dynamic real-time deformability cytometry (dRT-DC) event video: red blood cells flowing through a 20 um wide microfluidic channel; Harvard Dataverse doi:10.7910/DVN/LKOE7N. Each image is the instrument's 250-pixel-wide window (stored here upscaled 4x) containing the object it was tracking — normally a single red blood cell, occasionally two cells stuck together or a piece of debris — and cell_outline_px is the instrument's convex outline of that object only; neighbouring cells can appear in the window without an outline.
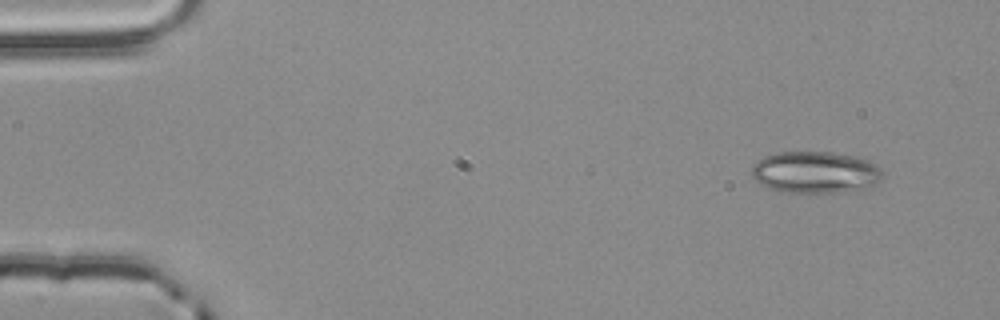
{"species": "common noctule bat (a hibernating species)", "species_latin": "Nyctalus noctula", "temperature_condition": "room temperature", "stored_images_in_passage": 4, "camera_frame_rate_fps": 3000, "um_per_image_px": 0.085, "animal": {"sex": "male", "body_mass_g": 20.4}, "frame": {"image": 1, "passage_image": 1, "time_ms": 0.0, "image_size_px": [1000, 320], "cell_outline_px": [[884, 180], [868, 188], [832, 192], [780, 192], [768, 188], [760, 184], [752, 176], [752, 164], [756, 160], [764, 156], [776, 152], [832, 152], [856, 156], [868, 160], [876, 164], [884, 172]], "centroid_in_image_um": [69.32, 14.63], "position_along_channel_um": 15.7, "area_um2": 32.31}}